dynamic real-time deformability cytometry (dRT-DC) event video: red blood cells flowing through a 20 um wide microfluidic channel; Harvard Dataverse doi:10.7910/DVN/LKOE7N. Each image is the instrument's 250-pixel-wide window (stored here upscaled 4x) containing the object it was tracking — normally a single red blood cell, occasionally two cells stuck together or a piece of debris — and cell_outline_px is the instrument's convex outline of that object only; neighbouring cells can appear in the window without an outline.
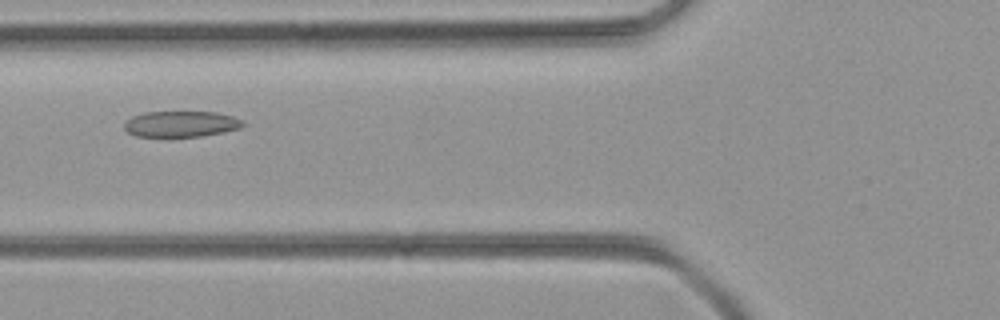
{"species": "common noctule bat (a hibernating species)", "species_latin": "Nyctalus noctula", "temperature_condition": "room temperature", "stored_images_in_passage": 30, "camera_frame_rate_fps": 3000, "um_per_image_px": 0.085, "animal": {"sex": "female", "body_mass_g": 21.9}, "frame": {"image": 1, "passage_image": 4, "time_ms": 1.0, "image_size_px": [1000, 320], "cell_outline_px": [[244, 124], [240, 128], [224, 132], [200, 136], [136, 136], [128, 132], [124, 128], [124, 124], [132, 116], [144, 112], [216, 112], [232, 116], [240, 120]], "centroid_in_image_um": [15.37, 10.53], "position_along_channel_um": 110.4, "area_um2": 17.69}}
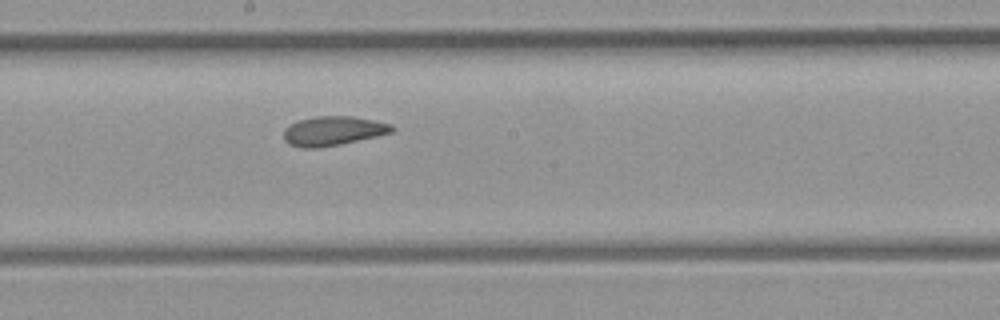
{"frame": {"image": 2, "passage_image": 12, "time_ms": 3.667, "image_size_px": [1000, 320], "cell_outline_px": [[396, 128], [392, 132], [376, 136], [340, 144], [316, 148], [304, 148], [288, 144], [284, 140], [284, 128], [300, 120], [316, 116], [352, 116], [392, 124]], "centroid_in_image_um": [28.31, 11.13], "position_along_channel_um": 219.9, "area_um2": 18.32}}
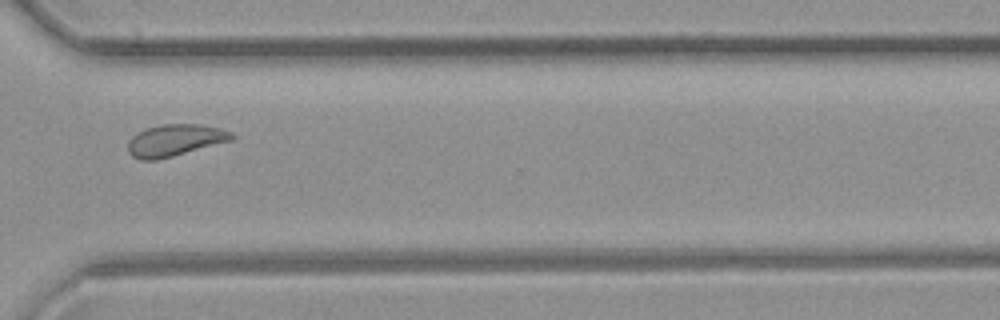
{"frame": {"image": 3, "passage_image": 22, "time_ms": 7.0, "image_size_px": [1000, 320], "cell_outline_px": [[236, 136], [232, 140], [172, 156], [156, 160], [140, 160], [132, 156], [128, 152], [128, 140], [132, 136], [144, 128], [160, 124], [200, 124], [220, 128], [232, 132]], "centroid_in_image_um": [14.85, 11.91], "position_along_channel_um": 355.8, "area_um2": 19.31}}